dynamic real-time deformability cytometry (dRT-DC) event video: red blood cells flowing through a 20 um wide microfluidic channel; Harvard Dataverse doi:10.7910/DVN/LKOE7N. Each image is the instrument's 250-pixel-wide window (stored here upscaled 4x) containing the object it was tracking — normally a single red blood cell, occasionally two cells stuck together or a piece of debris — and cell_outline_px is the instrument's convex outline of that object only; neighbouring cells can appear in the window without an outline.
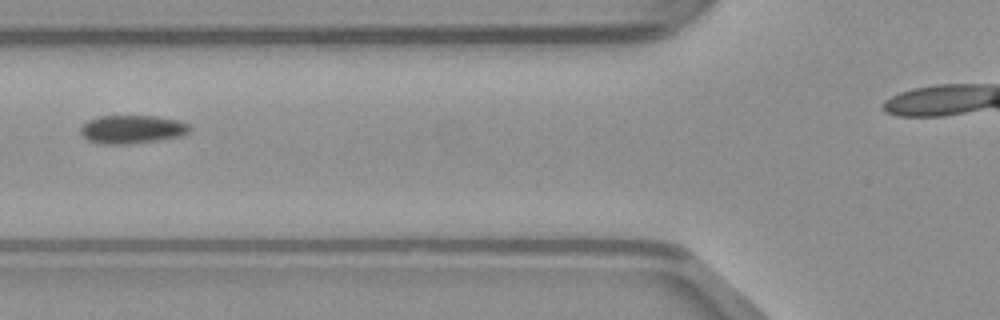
{"species": "common noctule bat (a hibernating species)", "species_latin": "Nyctalus noctula", "temperature_condition": "warm", "stored_images_in_passage": 29, "camera_frame_rate_fps": 3000, "um_per_image_px": 0.085, "animal": {"sex": "male", "body_mass_g": 23.1, "forearm_length_mm": 52.7}, "frame": {"image": 1, "passage_image": 5, "time_ms": 1.333, "image_size_px": [1000, 320], "cell_outline_px": [[192, 128], [188, 132], [180, 136], [132, 144], [100, 144], [88, 140], [80, 132], [80, 128], [88, 120], [100, 116], [156, 116], [180, 120], [188, 124]], "centroid_in_image_um": [11.23, 10.99], "position_along_channel_um": 114.6, "area_um2": 18.03}}